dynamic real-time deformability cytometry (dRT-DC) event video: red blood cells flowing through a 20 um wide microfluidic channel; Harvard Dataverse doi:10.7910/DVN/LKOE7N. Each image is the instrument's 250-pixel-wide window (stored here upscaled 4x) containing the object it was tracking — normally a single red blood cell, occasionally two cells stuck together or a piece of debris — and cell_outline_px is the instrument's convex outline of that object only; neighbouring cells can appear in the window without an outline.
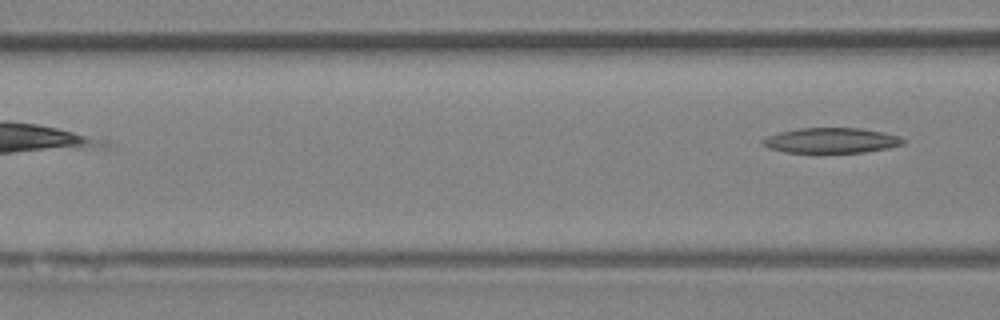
{"species": "Egyptian fruit bat (a non-hibernating species)", "species_latin": "Rousettus aegyptiacus", "temperature_condition": "room temperature", "stored_images_in_passage": 5, "segment_of_instrument_passage": [2, 2], "camera_frame_rate_fps": 3000, "um_per_image_px": 0.085, "animal": {"sex": "female"}, "frame": {"image": 1, "passage_image": 5, "time_ms": 4.667, "image_size_px": [1000, 320], "cell_outline_px": [[904, 144], [888, 148], [864, 152], [824, 156], [820, 156], [784, 152], [768, 148], [760, 144], [760, 140], [768, 136], [780, 132], [796, 128], [860, 128], [884, 132], [900, 136], [904, 140]], "centroid_in_image_um": [70.6, 11.99], "position_along_channel_um": 96.0, "area_um2": 21.91}}